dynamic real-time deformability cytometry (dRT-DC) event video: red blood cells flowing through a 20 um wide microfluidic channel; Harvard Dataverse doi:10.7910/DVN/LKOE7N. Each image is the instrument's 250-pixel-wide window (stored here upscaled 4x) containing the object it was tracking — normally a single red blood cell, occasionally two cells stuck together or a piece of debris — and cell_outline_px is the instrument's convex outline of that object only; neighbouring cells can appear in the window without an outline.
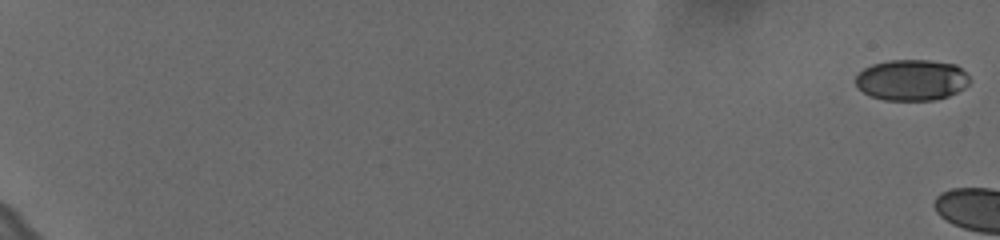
{"species": "human", "species_latin": "Homo sapiens", "temperature_condition": "cold", "stored_images_in_passage": 5, "camera_frame_rate_fps": 3000, "um_per_image_px": 0.085, "donor": {"sex": "female"}, "frame": {"image": 1, "passage_image": 1, "time_ms": 0.0, "image_size_px": [1000, 240], "cell_outline_px": [[968, 84], [964, 88], [948, 96], [936, 100], [884, 100], [868, 96], [856, 84], [856, 76], [864, 68], [872, 64], [892, 60], [928, 60], [956, 64], [968, 76]], "centroid_in_image_um": [77.48, 6.8], "position_along_channel_um": 7.5, "area_um2": 27.17}}